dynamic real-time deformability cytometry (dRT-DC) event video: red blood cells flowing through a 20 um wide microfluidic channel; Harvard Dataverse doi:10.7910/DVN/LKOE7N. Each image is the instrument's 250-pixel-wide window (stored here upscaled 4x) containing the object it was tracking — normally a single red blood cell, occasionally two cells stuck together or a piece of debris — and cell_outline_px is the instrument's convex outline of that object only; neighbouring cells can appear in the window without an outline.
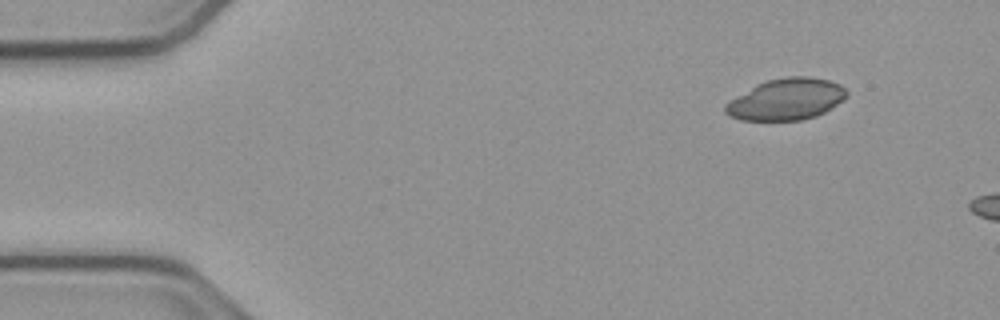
{"species": "common noctule bat (a hibernating species)", "species_latin": "Nyctalus noctula", "temperature_condition": "cold", "stored_images_in_passage": 10, "camera_frame_rate_fps": 3000, "um_per_image_px": 0.085, "animal": {"sex": "male", "body_mass_g": 23.1, "forearm_length_mm": 52.7}, "frame": {"image": 1, "passage_image": 1, "time_ms": 0.0, "image_size_px": [1000, 320], "cell_outline_px": [[848, 96], [844, 100], [832, 108], [816, 116], [804, 120], [740, 120], [724, 112], [724, 104], [728, 100], [756, 84], [768, 80], [788, 76], [808, 76], [828, 80], [840, 84], [848, 92]], "centroid_in_image_um": [66.84, 8.44], "position_along_channel_um": 18.2, "area_um2": 29.54}}